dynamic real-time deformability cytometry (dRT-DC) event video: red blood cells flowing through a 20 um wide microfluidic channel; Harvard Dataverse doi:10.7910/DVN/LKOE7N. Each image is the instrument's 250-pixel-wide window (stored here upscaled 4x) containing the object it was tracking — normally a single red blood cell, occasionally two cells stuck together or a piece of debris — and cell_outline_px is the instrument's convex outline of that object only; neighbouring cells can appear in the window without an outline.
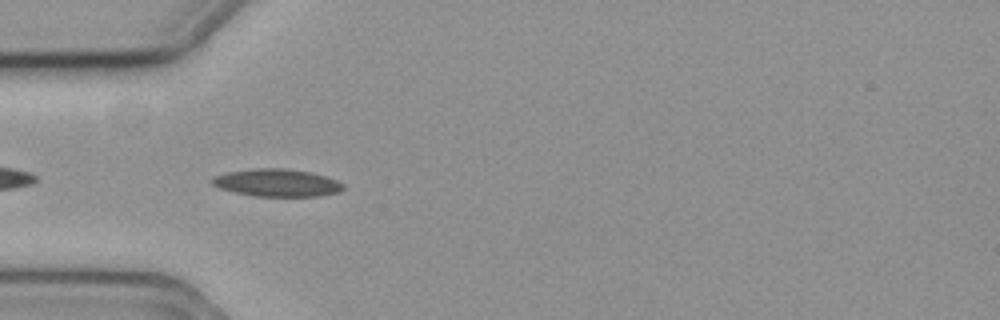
{"species": "common noctule bat (a hibernating species)", "species_latin": "Nyctalus noctula", "temperature_condition": "cold", "stored_images_in_passage": 14, "camera_frame_rate_fps": 3000, "um_per_image_px": 0.085, "animal": {"sex": "female", "body_mass_g": 19.3, "forearm_length_mm": 54.1}, "frame": {"image": 1, "passage_image": 4, "time_ms": 1.0, "image_size_px": [1000, 320], "cell_outline_px": [[344, 188], [340, 192], [320, 196], [252, 196], [220, 188], [212, 184], [208, 180], [212, 176], [228, 172], [256, 168], [288, 168], [312, 172], [336, 180], [344, 184]], "centroid_in_image_um": [23.53, 15.53], "position_along_channel_um": 61.5, "area_um2": 21.21}}
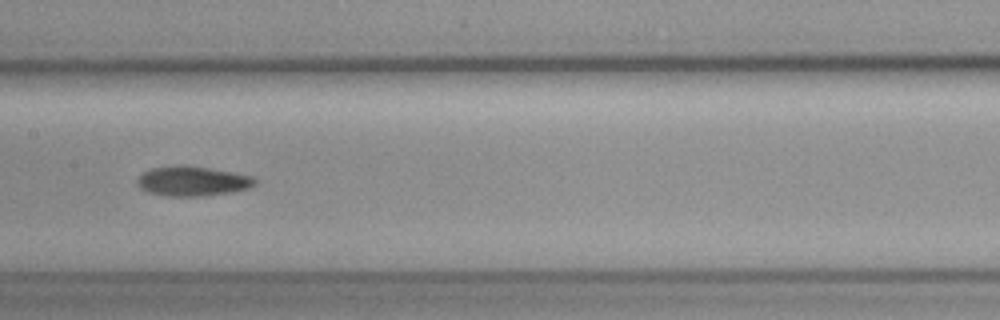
{"frame": {"image": 2, "passage_image": 7, "time_ms": 2.0, "image_size_px": [1000, 320], "cell_outline_px": [[256, 184], [248, 188], [232, 192], [204, 196], [164, 196], [148, 192], [140, 188], [136, 184], [136, 180], [144, 172], [152, 168], [176, 164], [188, 164], [252, 176], [256, 180]], "centroid_in_image_um": [16.33, 15.39], "position_along_channel_um": 191.1, "area_um2": 20.63}}
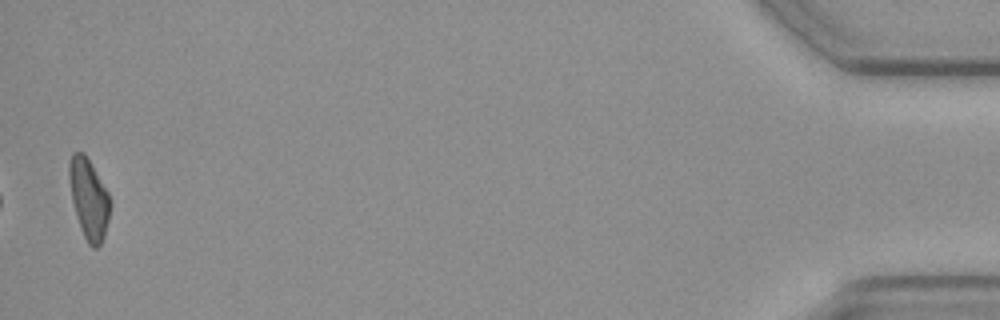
{"frame": {"image": 3, "passage_image": 14, "time_ms": 4.333, "image_size_px": [1000, 320], "cell_outline_px": [[108, 220], [104, 236], [100, 244], [96, 248], [92, 248], [88, 244], [80, 228], [76, 216], [72, 200], [68, 176], [68, 164], [72, 152], [84, 152], [108, 192]], "centroid_in_image_um": [7.51, 16.88], "position_along_channel_um": 427.7, "area_um2": 18.84}}